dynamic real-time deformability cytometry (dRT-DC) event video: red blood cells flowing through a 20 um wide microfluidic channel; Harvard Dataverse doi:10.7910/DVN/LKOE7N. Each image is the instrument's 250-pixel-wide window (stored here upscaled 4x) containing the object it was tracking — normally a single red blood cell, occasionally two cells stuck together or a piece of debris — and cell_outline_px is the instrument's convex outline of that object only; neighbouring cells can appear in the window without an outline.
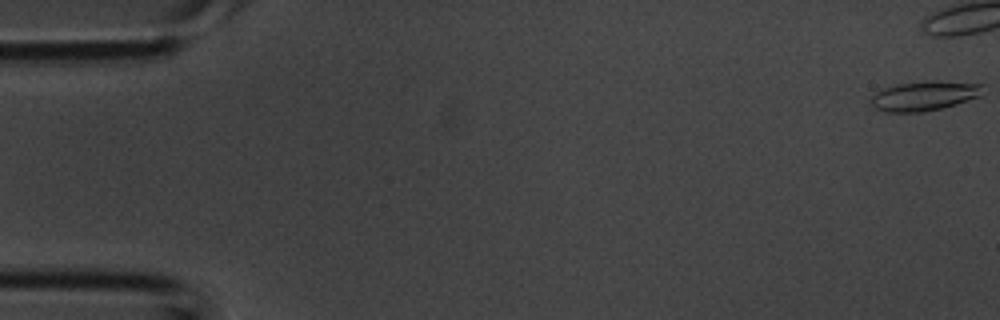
{"species": "common noctule bat (a hibernating species)", "species_latin": "Nyctalus noctula", "temperature_condition": "room temperature", "stored_images_in_passage": 33, "camera_frame_rate_fps": 3000, "um_per_image_px": 0.085, "animal": {"sex": "male", "body_mass_g": 20.1, "forearm_length_mm": 53.5}, "frame": {"image": 1, "passage_image": 1, "time_ms": 0.0, "image_size_px": [1000, 320], "cell_outline_px": [[984, 84], [980, 96], [956, 104], [940, 108], [920, 112], [884, 112], [876, 108], [868, 100], [876, 92], [884, 88], [896, 84], [928, 80], [936, 80]], "centroid_in_image_um": [78.55, 8.13], "position_along_channel_um": 6.5, "area_um2": 19.36}}
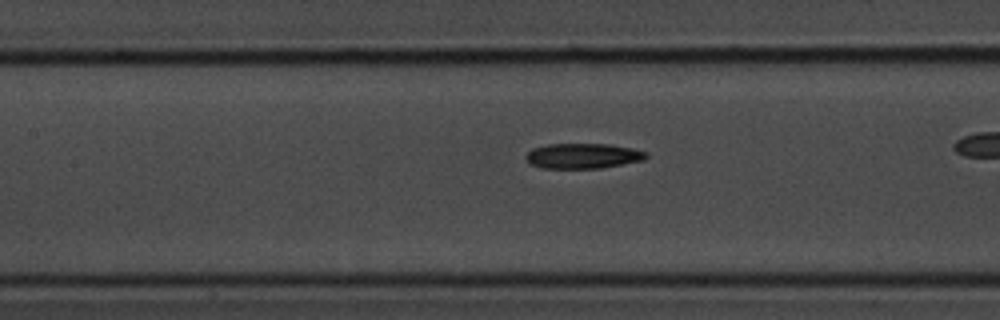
{"frame": {"image": 2, "passage_image": 19, "time_ms": 6.0, "image_size_px": [1000, 320], "cell_outline_px": [[648, 156], [644, 160], [600, 168], [544, 168], [528, 164], [524, 156], [532, 148], [548, 144], [612, 144], [632, 148], [648, 152]], "centroid_in_image_um": [49.54, 13.25], "position_along_channel_um": 157.9, "area_um2": 17.8}}